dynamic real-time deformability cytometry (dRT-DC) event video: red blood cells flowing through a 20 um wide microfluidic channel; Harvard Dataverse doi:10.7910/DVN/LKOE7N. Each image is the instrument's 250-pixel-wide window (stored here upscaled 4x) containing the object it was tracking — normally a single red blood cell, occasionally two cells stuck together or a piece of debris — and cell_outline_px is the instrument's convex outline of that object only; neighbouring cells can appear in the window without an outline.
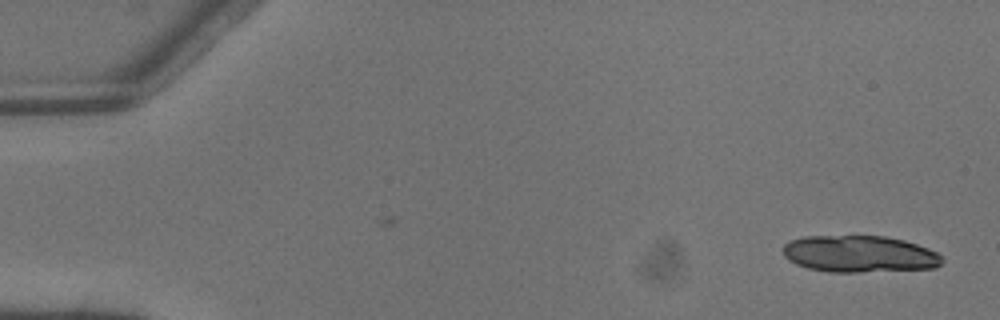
{"species": "common noctule bat (a hibernating species)", "species_latin": "Nyctalus noctula", "temperature_condition": "warm", "stored_images_in_passage": 2, "camera_frame_rate_fps": 3000, "um_per_image_px": 0.085, "animal": {"sex": "male", "body_mass_g": 13.3}, "frame": {"image": 1, "passage_image": 2, "time_ms": 0.333, "image_size_px": [1000, 320], "cell_outline_px": [[944, 260], [936, 268], [860, 272], [828, 272], [808, 268], [796, 264], [788, 260], [784, 256], [784, 244], [788, 240], [804, 236], [884, 236], [904, 240], [928, 248], [944, 256]], "centroid_in_image_um": [73.05, 21.59], "position_along_channel_um": 11.9, "area_um2": 34.33}}